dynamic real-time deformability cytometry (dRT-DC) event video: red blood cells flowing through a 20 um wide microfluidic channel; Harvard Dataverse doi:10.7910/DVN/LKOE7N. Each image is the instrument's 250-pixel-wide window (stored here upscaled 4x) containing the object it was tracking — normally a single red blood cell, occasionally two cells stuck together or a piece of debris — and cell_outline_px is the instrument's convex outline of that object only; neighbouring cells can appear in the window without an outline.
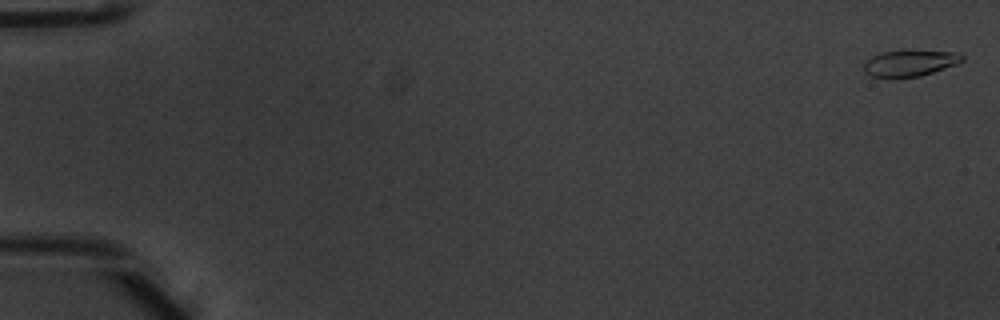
{"species": "common noctule bat (a hibernating species)", "species_latin": "Nyctalus noctula", "temperature_condition": "warm", "stored_images_in_passage": 5, "camera_frame_rate_fps": 3000, "um_per_image_px": 0.085, "animal": {"sex": "male", "body_mass_g": 20.1, "forearm_length_mm": 53.5}, "frame": {"image": 1, "passage_image": 1, "time_ms": 0.0, "image_size_px": [1000, 320], "cell_outline_px": [[964, 60], [956, 64], [920, 76], [872, 76], [864, 72], [864, 64], [872, 56], [880, 52], [908, 48], [912, 48], [952, 52], [964, 56]], "centroid_in_image_um": [77.35, 5.3], "position_along_channel_um": 7.6, "area_um2": 15.2}}